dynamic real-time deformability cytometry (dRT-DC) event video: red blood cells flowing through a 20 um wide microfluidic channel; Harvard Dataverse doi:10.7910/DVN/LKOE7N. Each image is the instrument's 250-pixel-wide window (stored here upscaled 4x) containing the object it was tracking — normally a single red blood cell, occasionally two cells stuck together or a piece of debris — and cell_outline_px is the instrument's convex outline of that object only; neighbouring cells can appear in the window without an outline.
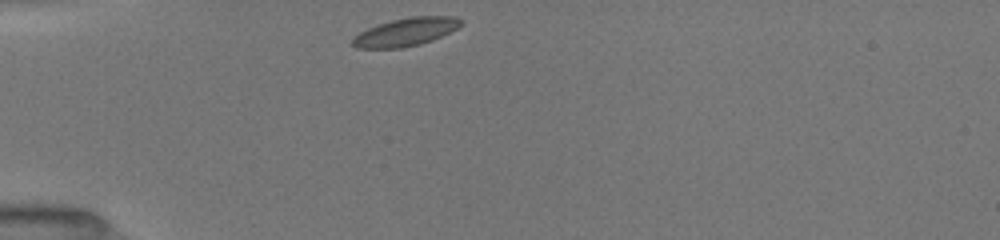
{"species": "common noctule bat (a hibernating species)", "species_latin": "Nyctalus noctula", "temperature_condition": "room temperature", "stored_images_in_passage": 38, "camera_frame_rate_fps": 3000, "um_per_image_px": 0.085, "animal": {"sex": "female", "body_mass_g": 19.5, "forearm_length_mm": 54.1}, "frame": {"image": 1, "passage_image": 1, "time_ms": 0.0, "image_size_px": [1000, 240], "cell_outline_px": [[464, 20], [456, 28], [432, 40], [420, 44], [400, 48], [356, 48], [352, 44], [352, 40], [360, 32], [368, 28], [392, 20], [412, 16], [452, 16]], "centroid_in_image_um": [34.48, 2.72], "position_along_channel_um": 50.5, "area_um2": 17.4}}
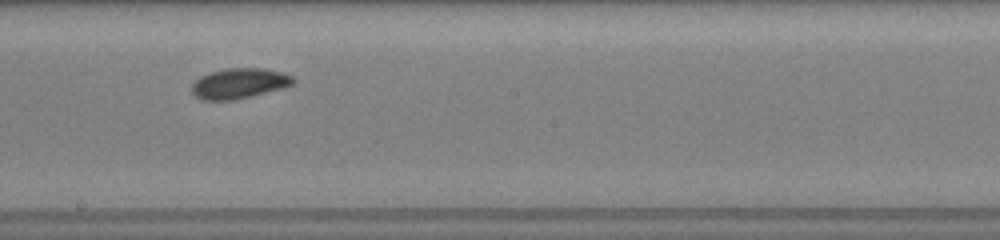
{"frame": {"image": 2, "passage_image": 16, "time_ms": 5.0, "image_size_px": [1000, 240], "cell_outline_px": [[296, 80], [292, 84], [284, 88], [236, 100], [204, 100], [196, 96], [192, 92], [192, 84], [200, 76], [212, 72], [228, 68], [260, 68], [280, 72], [292, 76]], "centroid_in_image_um": [20.34, 7.1], "position_along_channel_um": 227.9, "area_um2": 17.8}}
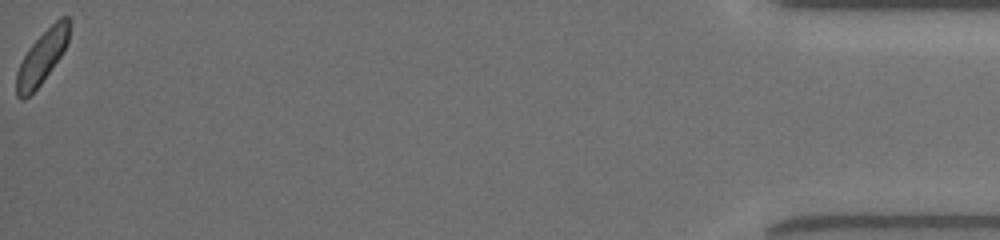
{"frame": {"image": 3, "passage_image": 38, "time_ms": 12.333, "image_size_px": [1000, 240], "cell_outline_px": [[68, 40], [60, 56], [40, 84], [24, 100], [20, 100], [16, 96], [16, 72], [28, 48], [60, 16], [68, 16]], "centroid_in_image_um": [3.52, 4.9], "position_along_channel_um": 431.7, "area_um2": 15.72}, "authors_computed_cell_mechanics": {"area_um2": 17.3689, "velocity_mm_per_s": 3.973, "shape_relaxation_time_tau1_ms": 2.6515, "shape_relaxation_time_tau2_ms": 4.2063, "deformation_change_tau1": 0.0854, "deformation_change_tau2": 0.0892}}